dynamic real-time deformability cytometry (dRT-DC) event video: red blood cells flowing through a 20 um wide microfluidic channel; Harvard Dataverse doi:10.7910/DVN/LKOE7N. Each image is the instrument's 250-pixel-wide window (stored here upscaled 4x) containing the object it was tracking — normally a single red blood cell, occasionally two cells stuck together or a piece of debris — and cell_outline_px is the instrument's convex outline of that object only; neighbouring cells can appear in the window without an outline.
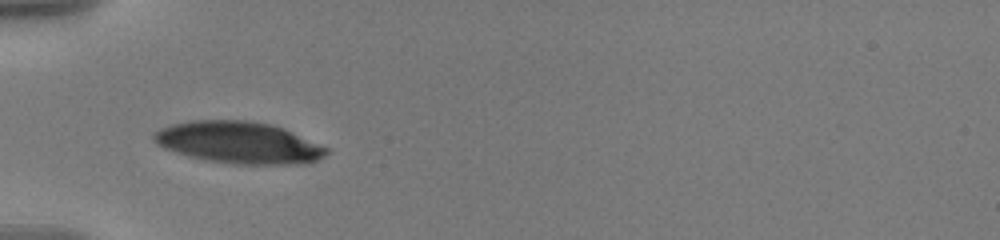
{"species": "human", "species_latin": "Homo sapiens", "temperature_condition": "warm", "stored_images_in_passage": 50, "camera_frame_rate_fps": 3000, "um_per_image_px": 0.085, "donor": {"sex": "male"}, "frame": {"image": 1, "passage_image": 1, "time_ms": 0.0, "image_size_px": [1000, 240], "cell_outline_px": [[332, 152], [320, 160], [304, 164], [232, 164], [208, 160], [188, 156], [164, 148], [156, 144], [152, 140], [152, 132], [160, 128], [172, 124], [188, 120], [252, 120], [272, 124], [284, 128], [328, 148]], "centroid_in_image_um": [20.3, 12.11], "position_along_channel_um": 64.7, "area_um2": 42.6}}
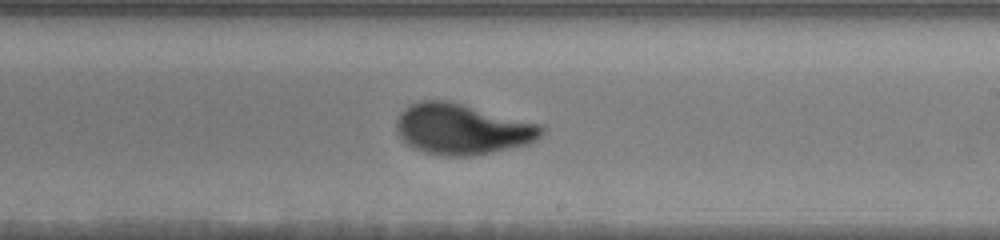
{"frame": {"image": 2, "passage_image": 21, "time_ms": 5.333, "image_size_px": [1000, 240], "cell_outline_px": [[544, 132], [536, 140], [528, 144], [492, 152], [472, 156], [440, 156], [424, 152], [412, 148], [396, 132], [396, 120], [400, 112], [408, 104], [420, 100], [452, 100], [544, 124]], "centroid_in_image_um": [39.3, 10.95], "position_along_channel_um": 249.7, "area_um2": 43.87}}
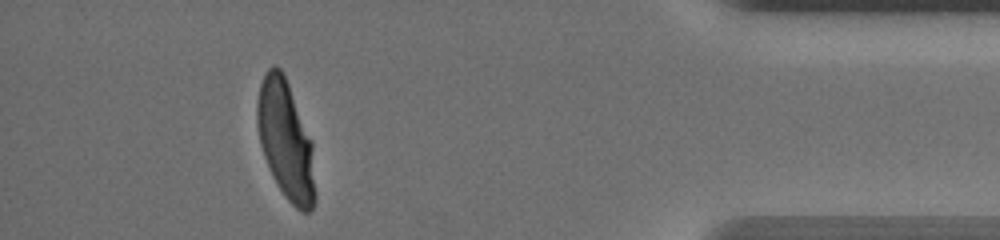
{"frame": {"image": 3, "passage_image": 43, "time_ms": 11.0, "image_size_px": [1000, 240], "cell_outline_px": [[316, 200], [312, 208], [308, 212], [300, 212], [288, 200], [276, 184], [272, 176], [264, 156], [260, 144], [256, 120], [256, 104], [260, 84], [264, 72], [272, 64], [276, 64], [284, 72], [312, 140], [316, 192]], "centroid_in_image_um": [24.28, 11.89], "position_along_channel_um": 410.9, "area_um2": 40.75}, "authors_computed_cell_mechanics": {"area_um2": 41.327, "velocity_mm_per_s": 3.5699, "shape_relaxation_time_tau1_ms": 4.5001, "shape_relaxation_time_tau2_ms": null, "deformation_change_tau1": 0.185, "deformation_change_tau2": null}}